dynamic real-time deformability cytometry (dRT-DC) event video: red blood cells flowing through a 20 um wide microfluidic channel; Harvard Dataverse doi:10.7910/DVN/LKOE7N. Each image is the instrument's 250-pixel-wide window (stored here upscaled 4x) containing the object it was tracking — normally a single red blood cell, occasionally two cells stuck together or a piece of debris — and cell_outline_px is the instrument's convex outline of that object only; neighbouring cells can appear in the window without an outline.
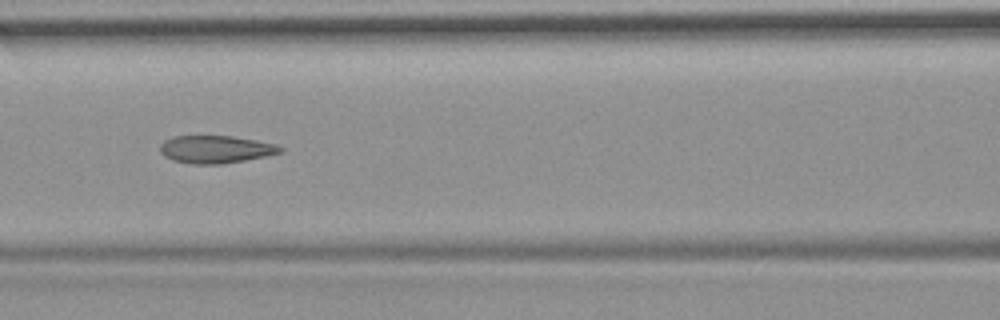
{"species": "common noctule bat (a hibernating species)", "species_latin": "Nyctalus noctula", "temperature_condition": "room temperature", "stored_images_in_passage": 55, "camera_frame_rate_fps": 3000, "um_per_image_px": 0.085, "animal": {"sex": "female", "body_mass_g": 19.9}, "frame": {"image": 1, "passage_image": 24, "time_ms": 7.667, "image_size_px": [1000, 320], "cell_outline_px": [[284, 152], [268, 156], [220, 164], [192, 164], [172, 160], [164, 156], [160, 152], [160, 144], [164, 140], [172, 136], [232, 136], [256, 140], [276, 144], [284, 148]], "centroid_in_image_um": [18.34, 12.69], "position_along_channel_um": 148.3, "area_um2": 19.54}, "authors_computed_cell_mechanics": {"area_um2": 20.23, "velocity_mm_per_s": 3.7317, "shape_relaxation_time_tau1_ms": null, "shape_relaxation_time_tau2_ms": 2.0922, "deformation_change_tau1": null, "deformation_change_tau2": 0.0909}}